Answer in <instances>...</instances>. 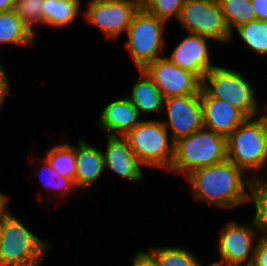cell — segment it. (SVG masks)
Segmentation results:
<instances>
[{"label": "cell", "mask_w": 267, "mask_h": 266, "mask_svg": "<svg viewBox=\"0 0 267 266\" xmlns=\"http://www.w3.org/2000/svg\"><path fill=\"white\" fill-rule=\"evenodd\" d=\"M185 178L196 201H205L220 208L248 203V190L253 181L228 158L212 166L192 170Z\"/></svg>", "instance_id": "obj_1"}, {"label": "cell", "mask_w": 267, "mask_h": 266, "mask_svg": "<svg viewBox=\"0 0 267 266\" xmlns=\"http://www.w3.org/2000/svg\"><path fill=\"white\" fill-rule=\"evenodd\" d=\"M226 159V137L201 127L175 141L174 159L168 172L186 176L192 170L212 166Z\"/></svg>", "instance_id": "obj_2"}, {"label": "cell", "mask_w": 267, "mask_h": 266, "mask_svg": "<svg viewBox=\"0 0 267 266\" xmlns=\"http://www.w3.org/2000/svg\"><path fill=\"white\" fill-rule=\"evenodd\" d=\"M226 145L227 158L236 166L253 179L264 177L258 174L267 164V131L260 118H247L226 137Z\"/></svg>", "instance_id": "obj_3"}, {"label": "cell", "mask_w": 267, "mask_h": 266, "mask_svg": "<svg viewBox=\"0 0 267 266\" xmlns=\"http://www.w3.org/2000/svg\"><path fill=\"white\" fill-rule=\"evenodd\" d=\"M49 243L41 240L6 207L0 244V266H41Z\"/></svg>", "instance_id": "obj_4"}, {"label": "cell", "mask_w": 267, "mask_h": 266, "mask_svg": "<svg viewBox=\"0 0 267 266\" xmlns=\"http://www.w3.org/2000/svg\"><path fill=\"white\" fill-rule=\"evenodd\" d=\"M162 121L142 120L124 137L142 165L169 171L174 159L175 142L168 136Z\"/></svg>", "instance_id": "obj_5"}, {"label": "cell", "mask_w": 267, "mask_h": 266, "mask_svg": "<svg viewBox=\"0 0 267 266\" xmlns=\"http://www.w3.org/2000/svg\"><path fill=\"white\" fill-rule=\"evenodd\" d=\"M202 88L214 98L221 99L239 109L247 118L260 113L254 87L244 74L235 69L214 66L203 78Z\"/></svg>", "instance_id": "obj_6"}, {"label": "cell", "mask_w": 267, "mask_h": 266, "mask_svg": "<svg viewBox=\"0 0 267 266\" xmlns=\"http://www.w3.org/2000/svg\"><path fill=\"white\" fill-rule=\"evenodd\" d=\"M164 25V21L142 7L134 14L126 30L128 41L125 46L139 70L161 57L160 52L164 49Z\"/></svg>", "instance_id": "obj_7"}, {"label": "cell", "mask_w": 267, "mask_h": 266, "mask_svg": "<svg viewBox=\"0 0 267 266\" xmlns=\"http://www.w3.org/2000/svg\"><path fill=\"white\" fill-rule=\"evenodd\" d=\"M178 21L188 33L222 44L233 41L218 0H185Z\"/></svg>", "instance_id": "obj_8"}, {"label": "cell", "mask_w": 267, "mask_h": 266, "mask_svg": "<svg viewBox=\"0 0 267 266\" xmlns=\"http://www.w3.org/2000/svg\"><path fill=\"white\" fill-rule=\"evenodd\" d=\"M251 222L247 225L233 220L219 231L217 242L221 259L217 263L226 266H252L255 247L261 234L253 220Z\"/></svg>", "instance_id": "obj_9"}, {"label": "cell", "mask_w": 267, "mask_h": 266, "mask_svg": "<svg viewBox=\"0 0 267 266\" xmlns=\"http://www.w3.org/2000/svg\"><path fill=\"white\" fill-rule=\"evenodd\" d=\"M141 0H92L83 12L85 21L98 26L107 39H117L126 32Z\"/></svg>", "instance_id": "obj_10"}, {"label": "cell", "mask_w": 267, "mask_h": 266, "mask_svg": "<svg viewBox=\"0 0 267 266\" xmlns=\"http://www.w3.org/2000/svg\"><path fill=\"white\" fill-rule=\"evenodd\" d=\"M143 70L159 88L164 99L198 95L201 92L202 80L196 74L176 66L166 56L157 58Z\"/></svg>", "instance_id": "obj_11"}, {"label": "cell", "mask_w": 267, "mask_h": 266, "mask_svg": "<svg viewBox=\"0 0 267 266\" xmlns=\"http://www.w3.org/2000/svg\"><path fill=\"white\" fill-rule=\"evenodd\" d=\"M163 111H166L168 121H161L167 130H171V139L174 142L203 127L200 93L198 95L165 98Z\"/></svg>", "instance_id": "obj_12"}, {"label": "cell", "mask_w": 267, "mask_h": 266, "mask_svg": "<svg viewBox=\"0 0 267 266\" xmlns=\"http://www.w3.org/2000/svg\"><path fill=\"white\" fill-rule=\"evenodd\" d=\"M207 37L188 33L167 58L183 70L196 74L201 80L215 66L212 64Z\"/></svg>", "instance_id": "obj_13"}, {"label": "cell", "mask_w": 267, "mask_h": 266, "mask_svg": "<svg viewBox=\"0 0 267 266\" xmlns=\"http://www.w3.org/2000/svg\"><path fill=\"white\" fill-rule=\"evenodd\" d=\"M203 127L225 137L230 135L247 117L228 102L211 97L203 88L200 92Z\"/></svg>", "instance_id": "obj_14"}, {"label": "cell", "mask_w": 267, "mask_h": 266, "mask_svg": "<svg viewBox=\"0 0 267 266\" xmlns=\"http://www.w3.org/2000/svg\"><path fill=\"white\" fill-rule=\"evenodd\" d=\"M105 137L107 138V148L103 152L105 168L129 181L143 180L140 168L142 164L130 148L127 139L118 135H105Z\"/></svg>", "instance_id": "obj_15"}, {"label": "cell", "mask_w": 267, "mask_h": 266, "mask_svg": "<svg viewBox=\"0 0 267 266\" xmlns=\"http://www.w3.org/2000/svg\"><path fill=\"white\" fill-rule=\"evenodd\" d=\"M138 110L125 96L109 102L101 111L98 125L104 130L105 135L124 136L141 121Z\"/></svg>", "instance_id": "obj_16"}, {"label": "cell", "mask_w": 267, "mask_h": 266, "mask_svg": "<svg viewBox=\"0 0 267 266\" xmlns=\"http://www.w3.org/2000/svg\"><path fill=\"white\" fill-rule=\"evenodd\" d=\"M76 170L75 185L79 189H87L105 170L104 155L96 146L79 139L75 146Z\"/></svg>", "instance_id": "obj_17"}, {"label": "cell", "mask_w": 267, "mask_h": 266, "mask_svg": "<svg viewBox=\"0 0 267 266\" xmlns=\"http://www.w3.org/2000/svg\"><path fill=\"white\" fill-rule=\"evenodd\" d=\"M139 71L141 77L134 82L131 94L126 97L138 110L139 115L142 112H163L164 98L162 93L144 70Z\"/></svg>", "instance_id": "obj_18"}, {"label": "cell", "mask_w": 267, "mask_h": 266, "mask_svg": "<svg viewBox=\"0 0 267 266\" xmlns=\"http://www.w3.org/2000/svg\"><path fill=\"white\" fill-rule=\"evenodd\" d=\"M80 0H44L42 4V25L65 28L77 18L81 9Z\"/></svg>", "instance_id": "obj_19"}, {"label": "cell", "mask_w": 267, "mask_h": 266, "mask_svg": "<svg viewBox=\"0 0 267 266\" xmlns=\"http://www.w3.org/2000/svg\"><path fill=\"white\" fill-rule=\"evenodd\" d=\"M35 34L24 24L13 10L0 12V44L30 45Z\"/></svg>", "instance_id": "obj_20"}, {"label": "cell", "mask_w": 267, "mask_h": 266, "mask_svg": "<svg viewBox=\"0 0 267 266\" xmlns=\"http://www.w3.org/2000/svg\"><path fill=\"white\" fill-rule=\"evenodd\" d=\"M44 157L50 166L61 176L70 178L75 183L76 155L75 145L69 143L58 144L45 150Z\"/></svg>", "instance_id": "obj_21"}, {"label": "cell", "mask_w": 267, "mask_h": 266, "mask_svg": "<svg viewBox=\"0 0 267 266\" xmlns=\"http://www.w3.org/2000/svg\"><path fill=\"white\" fill-rule=\"evenodd\" d=\"M226 24L231 32L245 23L256 20L251 0H218Z\"/></svg>", "instance_id": "obj_22"}, {"label": "cell", "mask_w": 267, "mask_h": 266, "mask_svg": "<svg viewBox=\"0 0 267 266\" xmlns=\"http://www.w3.org/2000/svg\"><path fill=\"white\" fill-rule=\"evenodd\" d=\"M236 31L248 48L267 56V21L256 19L237 27Z\"/></svg>", "instance_id": "obj_23"}, {"label": "cell", "mask_w": 267, "mask_h": 266, "mask_svg": "<svg viewBox=\"0 0 267 266\" xmlns=\"http://www.w3.org/2000/svg\"><path fill=\"white\" fill-rule=\"evenodd\" d=\"M248 202H254L255 214L253 222L261 235H267V179H253L249 188Z\"/></svg>", "instance_id": "obj_24"}, {"label": "cell", "mask_w": 267, "mask_h": 266, "mask_svg": "<svg viewBox=\"0 0 267 266\" xmlns=\"http://www.w3.org/2000/svg\"><path fill=\"white\" fill-rule=\"evenodd\" d=\"M159 266H200V262L189 250L181 247H152L149 251Z\"/></svg>", "instance_id": "obj_25"}, {"label": "cell", "mask_w": 267, "mask_h": 266, "mask_svg": "<svg viewBox=\"0 0 267 266\" xmlns=\"http://www.w3.org/2000/svg\"><path fill=\"white\" fill-rule=\"evenodd\" d=\"M40 161H41L42 165L44 164L43 165L44 167H40V169L38 168V170L36 168V170L34 171V175H36V177H39L38 175H40V177L42 176L40 182L42 184H44L43 188H45L46 191H48V192L50 191L51 193H53V190H55L57 192L59 191V193L57 195H60V197H64L65 195L67 196L69 193H72V192L75 193L78 190V189H76L77 187H76V185L72 179L67 178L65 176H61L60 174H58L50 166L49 162L44 157H42V159ZM44 176H45L46 180L43 179Z\"/></svg>", "instance_id": "obj_26"}, {"label": "cell", "mask_w": 267, "mask_h": 266, "mask_svg": "<svg viewBox=\"0 0 267 266\" xmlns=\"http://www.w3.org/2000/svg\"><path fill=\"white\" fill-rule=\"evenodd\" d=\"M185 0H141V7L165 23L170 18L178 19Z\"/></svg>", "instance_id": "obj_27"}, {"label": "cell", "mask_w": 267, "mask_h": 266, "mask_svg": "<svg viewBox=\"0 0 267 266\" xmlns=\"http://www.w3.org/2000/svg\"><path fill=\"white\" fill-rule=\"evenodd\" d=\"M44 0H15L13 11L20 17L24 24L31 30L38 24H42V4ZM35 24V25H34Z\"/></svg>", "instance_id": "obj_28"}, {"label": "cell", "mask_w": 267, "mask_h": 266, "mask_svg": "<svg viewBox=\"0 0 267 266\" xmlns=\"http://www.w3.org/2000/svg\"><path fill=\"white\" fill-rule=\"evenodd\" d=\"M252 266H267V235H261L257 241Z\"/></svg>", "instance_id": "obj_29"}, {"label": "cell", "mask_w": 267, "mask_h": 266, "mask_svg": "<svg viewBox=\"0 0 267 266\" xmlns=\"http://www.w3.org/2000/svg\"><path fill=\"white\" fill-rule=\"evenodd\" d=\"M131 266H159L156 258L150 252L140 250L133 258Z\"/></svg>", "instance_id": "obj_30"}, {"label": "cell", "mask_w": 267, "mask_h": 266, "mask_svg": "<svg viewBox=\"0 0 267 266\" xmlns=\"http://www.w3.org/2000/svg\"><path fill=\"white\" fill-rule=\"evenodd\" d=\"M257 20L267 21V0H251Z\"/></svg>", "instance_id": "obj_31"}, {"label": "cell", "mask_w": 267, "mask_h": 266, "mask_svg": "<svg viewBox=\"0 0 267 266\" xmlns=\"http://www.w3.org/2000/svg\"><path fill=\"white\" fill-rule=\"evenodd\" d=\"M9 87V80L4 70L0 73V109L6 100L8 89H10Z\"/></svg>", "instance_id": "obj_32"}, {"label": "cell", "mask_w": 267, "mask_h": 266, "mask_svg": "<svg viewBox=\"0 0 267 266\" xmlns=\"http://www.w3.org/2000/svg\"><path fill=\"white\" fill-rule=\"evenodd\" d=\"M15 0H0V12L13 10Z\"/></svg>", "instance_id": "obj_33"}, {"label": "cell", "mask_w": 267, "mask_h": 266, "mask_svg": "<svg viewBox=\"0 0 267 266\" xmlns=\"http://www.w3.org/2000/svg\"><path fill=\"white\" fill-rule=\"evenodd\" d=\"M5 220H6V208L0 213V244L3 236Z\"/></svg>", "instance_id": "obj_34"}, {"label": "cell", "mask_w": 267, "mask_h": 266, "mask_svg": "<svg viewBox=\"0 0 267 266\" xmlns=\"http://www.w3.org/2000/svg\"><path fill=\"white\" fill-rule=\"evenodd\" d=\"M8 199L7 195L0 192V213L8 206Z\"/></svg>", "instance_id": "obj_35"}, {"label": "cell", "mask_w": 267, "mask_h": 266, "mask_svg": "<svg viewBox=\"0 0 267 266\" xmlns=\"http://www.w3.org/2000/svg\"><path fill=\"white\" fill-rule=\"evenodd\" d=\"M265 110L267 111V104H266ZM259 118L263 121L266 131H267V114L265 113L264 115L259 116Z\"/></svg>", "instance_id": "obj_36"}, {"label": "cell", "mask_w": 267, "mask_h": 266, "mask_svg": "<svg viewBox=\"0 0 267 266\" xmlns=\"http://www.w3.org/2000/svg\"><path fill=\"white\" fill-rule=\"evenodd\" d=\"M200 266H204L203 264H201ZM207 266H226L224 264H220V263H217V262H213V263H210L208 264ZM228 266V265H227Z\"/></svg>", "instance_id": "obj_37"}, {"label": "cell", "mask_w": 267, "mask_h": 266, "mask_svg": "<svg viewBox=\"0 0 267 266\" xmlns=\"http://www.w3.org/2000/svg\"><path fill=\"white\" fill-rule=\"evenodd\" d=\"M2 71H4V69H3L2 65L0 64V73H1Z\"/></svg>", "instance_id": "obj_38"}]
</instances>
